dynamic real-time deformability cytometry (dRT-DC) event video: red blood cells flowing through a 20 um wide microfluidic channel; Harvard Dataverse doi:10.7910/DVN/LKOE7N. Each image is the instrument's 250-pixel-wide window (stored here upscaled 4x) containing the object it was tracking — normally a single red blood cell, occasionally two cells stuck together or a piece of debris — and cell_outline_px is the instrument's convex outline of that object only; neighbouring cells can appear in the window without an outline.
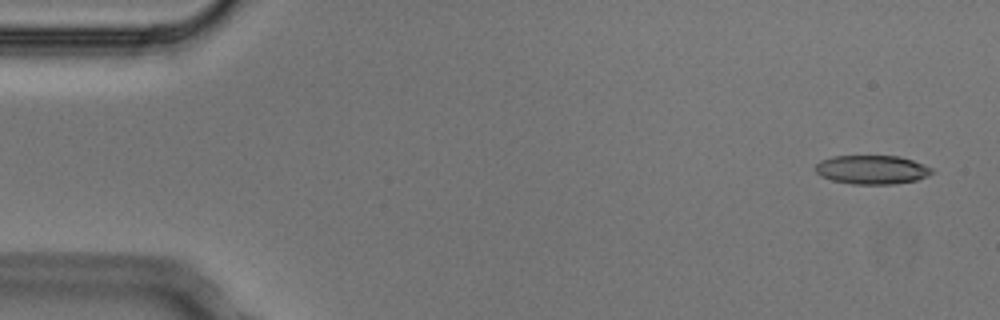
{"species": "Egyptian fruit bat (a non-hibernating species)", "species_latin": "Rousettus aegyptiacus", "temperature_condition": "cold", "stored_images_in_passage": 3, "camera_frame_rate_fps": 3000, "um_per_image_px": 0.085, "animal": {"sex": "male"}, "frame": {"image": 1, "passage_image": 1, "time_ms": 0.0, "image_size_px": [1000, 320], "cell_outline_px": [[932, 172], [928, 176], [916, 180], [896, 184], [852, 184], [832, 180], [820, 176], [816, 172], [816, 164], [820, 160], [832, 156], [900, 156], [912, 160], [932, 168]], "centroid_in_image_um": [74.1, 14.42], "position_along_channel_um": 10.9, "area_um2": 19.59}}